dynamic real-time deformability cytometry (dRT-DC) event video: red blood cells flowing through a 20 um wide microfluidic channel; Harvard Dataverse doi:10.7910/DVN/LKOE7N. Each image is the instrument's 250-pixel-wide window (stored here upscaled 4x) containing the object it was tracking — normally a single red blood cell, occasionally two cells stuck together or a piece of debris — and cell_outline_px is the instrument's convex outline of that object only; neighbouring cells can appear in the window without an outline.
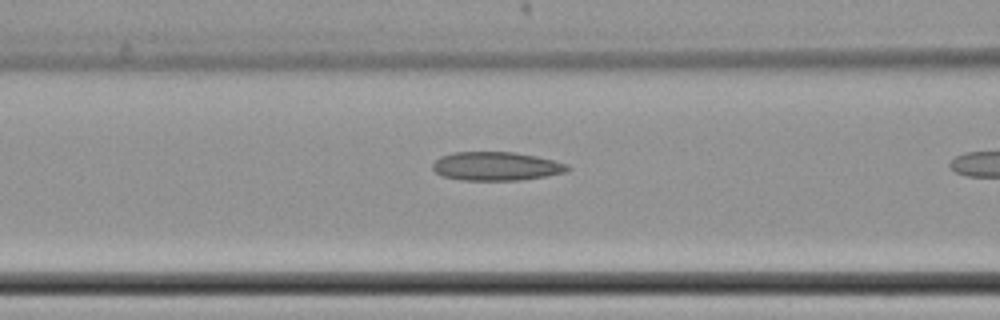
{"species": "common noctule bat (a hibernating species)", "species_latin": "Nyctalus noctula", "temperature_condition": "cold", "stored_images_in_passage": 10, "camera_frame_rate_fps": 3000, "um_per_image_px": 0.085, "animal": {"sex": "female", "body_mass_g": 22.7, "forearm_length_mm": 54.2}, "frame": {"image": 1, "passage_image": 9, "time_ms": 2.667, "image_size_px": [1000, 320], "cell_outline_px": [[572, 168], [568, 172], [520, 180], [460, 180], [444, 176], [436, 172], [432, 168], [432, 164], [440, 156], [452, 152], [516, 152], [536, 156], [568, 164]], "centroid_in_image_um": [42.19, 14.12], "position_along_channel_um": 124.4, "area_um2": 22.6}}